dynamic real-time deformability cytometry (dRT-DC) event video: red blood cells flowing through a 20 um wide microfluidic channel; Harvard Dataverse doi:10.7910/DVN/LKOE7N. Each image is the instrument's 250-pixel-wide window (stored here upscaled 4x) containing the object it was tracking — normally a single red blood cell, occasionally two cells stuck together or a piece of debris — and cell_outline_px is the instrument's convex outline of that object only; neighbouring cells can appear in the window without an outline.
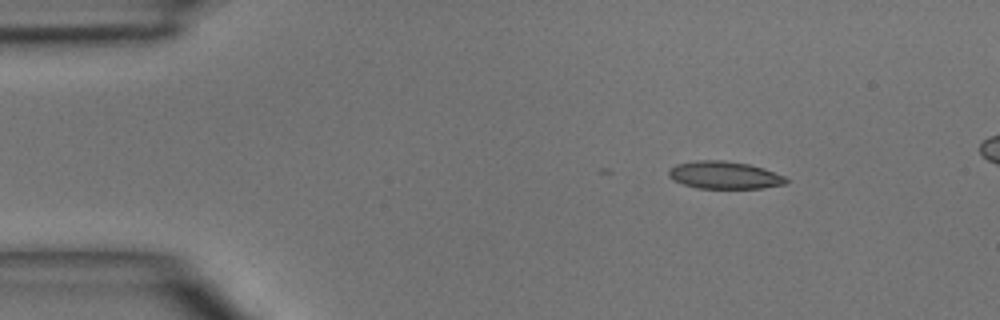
{"species": "common noctule bat (a hibernating species)", "species_latin": "Nyctalus noctula", "temperature_condition": "room temperature", "stored_images_in_passage": 4, "camera_frame_rate_fps": 3000, "um_per_image_px": 0.085, "animal": {"sex": "male", "body_mass_g": 15.6}, "frame": {"image": 1, "passage_image": 1, "time_ms": 0.0, "image_size_px": [1000, 320], "cell_outline_px": [[788, 184], [764, 188], [696, 188], [672, 180], [668, 176], [668, 168], [676, 164], [696, 160], [724, 160], [748, 164], [764, 168], [784, 176], [788, 180]], "centroid_in_image_um": [61.56, 14.88], "position_along_channel_um": 23.4, "area_um2": 19.02}}